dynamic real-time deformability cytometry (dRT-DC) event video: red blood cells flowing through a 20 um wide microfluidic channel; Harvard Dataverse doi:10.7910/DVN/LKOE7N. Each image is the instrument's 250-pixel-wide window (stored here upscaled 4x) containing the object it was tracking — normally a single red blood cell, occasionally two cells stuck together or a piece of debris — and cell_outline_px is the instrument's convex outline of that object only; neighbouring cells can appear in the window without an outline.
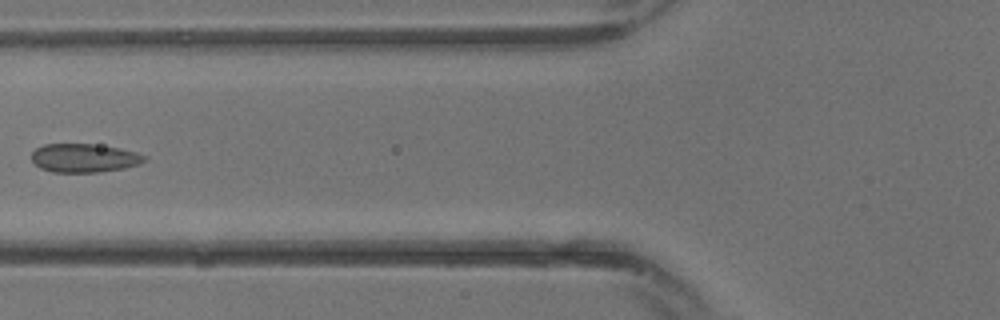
{"species": "common noctule bat (a hibernating species)", "species_latin": "Nyctalus noctula", "temperature_condition": "warm", "stored_images_in_passage": 30, "camera_frame_rate_fps": 3000, "um_per_image_px": 0.085, "animal": {"sex": "male", "body_mass_g": 13.3}, "frame": {"image": 1, "passage_image": 12, "time_ms": 3.667, "image_size_px": [1000, 320], "cell_outline_px": [[148, 160], [140, 164], [124, 168], [100, 172], [52, 172], [40, 168], [32, 160], [32, 152], [36, 148], [44, 144], [92, 144], [116, 148], [136, 152], [148, 156]], "centroid_in_image_um": [7.18, 13.44], "position_along_channel_um": 118.6, "area_um2": 18.84}}
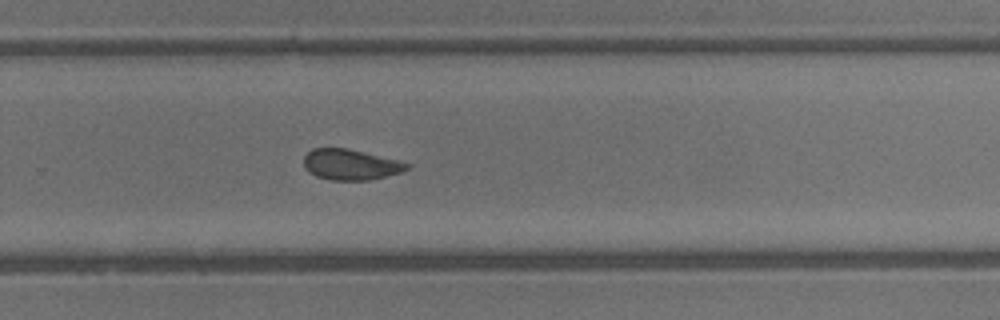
{"frame": {"image": 2, "passage_image": 20, "time_ms": 6.333, "image_size_px": [1000, 320], "cell_outline_px": [[412, 164], [408, 168], [400, 172], [372, 180], [328, 180], [316, 176], [308, 172], [304, 168], [304, 156], [312, 148], [348, 148]], "centroid_in_image_um": [29.76, 13.99], "position_along_channel_um": 300.0, "area_um2": 18.44}}
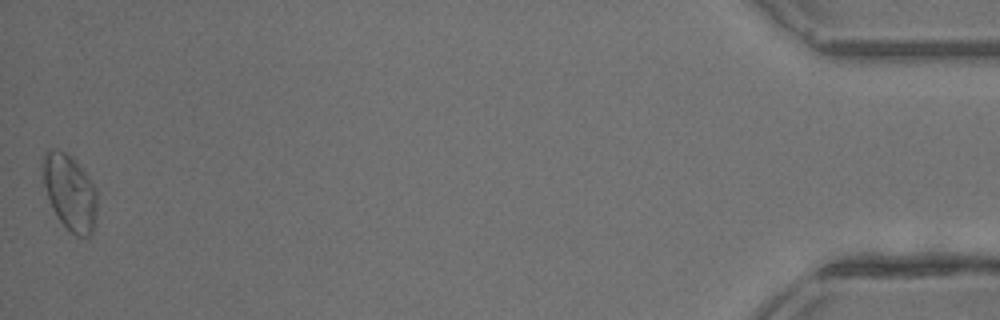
{"frame": {"image": 3, "passage_image": 30, "time_ms": 9.667, "image_size_px": [1000, 320], "cell_outline_px": [[96, 224], [92, 232], [88, 236], [76, 236], [56, 216], [48, 200], [44, 184], [40, 164], [44, 152], [48, 148], [56, 148], [72, 156], [76, 160], [88, 176], [96, 188]], "centroid_in_image_um": [5.91, 16.29], "position_along_channel_um": 429.3, "area_um2": 24.39}}